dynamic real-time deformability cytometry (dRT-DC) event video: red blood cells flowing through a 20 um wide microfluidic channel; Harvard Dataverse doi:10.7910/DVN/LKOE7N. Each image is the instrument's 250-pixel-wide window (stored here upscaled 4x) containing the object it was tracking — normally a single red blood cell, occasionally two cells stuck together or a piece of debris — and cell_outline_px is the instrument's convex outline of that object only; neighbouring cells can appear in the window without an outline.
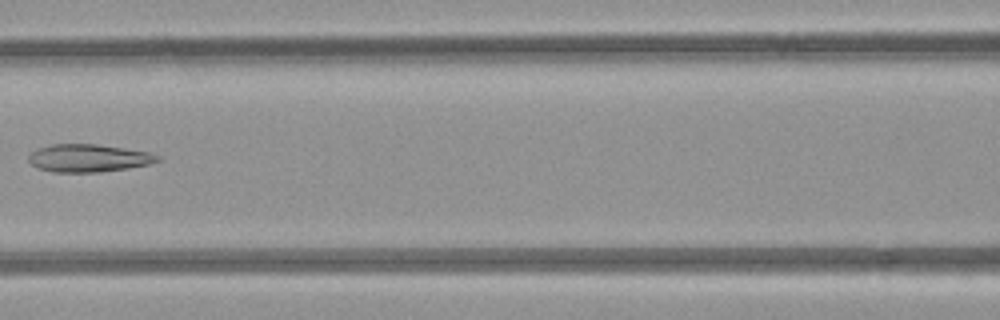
{"species": "common noctule bat (a hibernating species)", "species_latin": "Nyctalus noctula", "temperature_condition": "room temperature", "stored_images_in_passage": 8, "camera_frame_rate_fps": 3000, "um_per_image_px": 0.085, "animal": {"sex": "female", "body_mass_g": 21.9}, "frame": {"image": 1, "passage_image": 7, "time_ms": 7.0, "image_size_px": [1000, 320], "cell_outline_px": [[160, 160], [148, 164], [100, 172], [52, 172], [36, 168], [28, 160], [28, 156], [36, 148], [52, 144], [96, 144], [124, 148], [148, 152], [160, 156]], "centroid_in_image_um": [7.46, 13.43], "position_along_channel_um": 159.1, "area_um2": 20.75}}
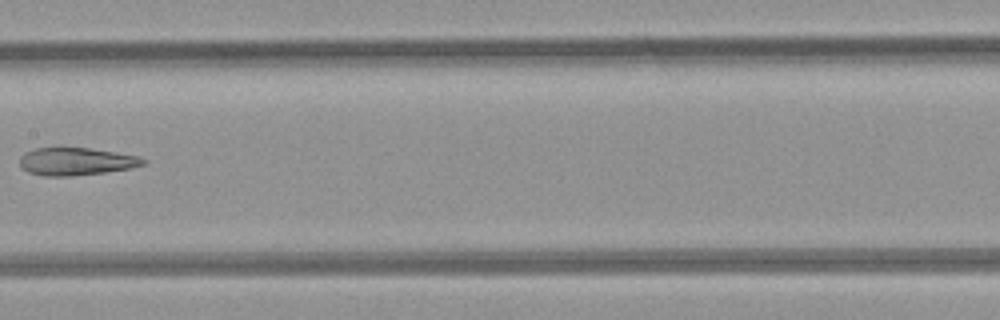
{"frame": {"image": 2, "passage_image": 8, "time_ms": 8.0, "image_size_px": [1000, 320], "cell_outline_px": [[148, 160], [144, 164], [132, 168], [104, 172], [72, 176], [44, 176], [28, 172], [20, 164], [20, 156], [24, 152], [36, 148], [88, 148], [136, 156]], "centroid_in_image_um": [6.45, 13.73], "position_along_channel_um": 201.0, "area_um2": 19.65}}